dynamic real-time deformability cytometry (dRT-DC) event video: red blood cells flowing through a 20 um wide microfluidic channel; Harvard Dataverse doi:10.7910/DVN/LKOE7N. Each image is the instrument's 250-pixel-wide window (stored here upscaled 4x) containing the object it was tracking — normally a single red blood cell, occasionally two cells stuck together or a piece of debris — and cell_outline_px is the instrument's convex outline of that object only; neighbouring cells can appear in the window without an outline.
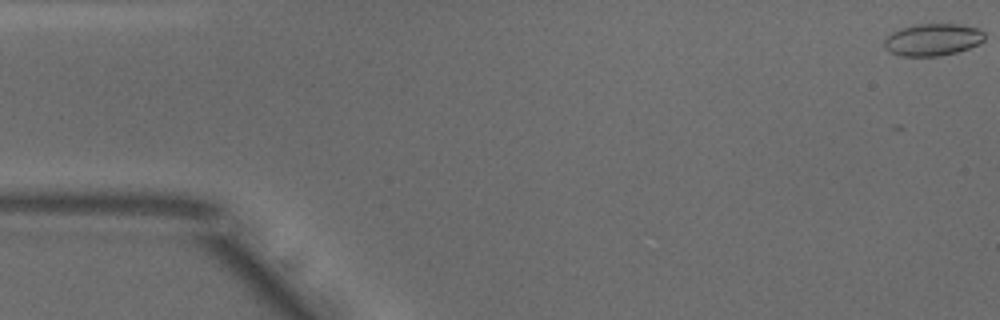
{"species": "common noctule bat (a hibernating species)", "species_latin": "Nyctalus noctula", "temperature_condition": "warm", "stored_images_in_passage": 7, "camera_frame_rate_fps": 3000, "um_per_image_px": 0.085, "animal": {"sex": "male", "body_mass_g": 18.8}, "frame": {"image": 1, "passage_image": 1, "time_ms": 0.0, "image_size_px": [1000, 320], "cell_outline_px": [[984, 40], [968, 48], [956, 52], [940, 56], [900, 56], [888, 52], [884, 48], [884, 40], [892, 32], [900, 28], [916, 24], [960, 24], [980, 28], [984, 32]], "centroid_in_image_um": [79.25, 3.37], "position_along_channel_um": 5.7, "area_um2": 18.9}}